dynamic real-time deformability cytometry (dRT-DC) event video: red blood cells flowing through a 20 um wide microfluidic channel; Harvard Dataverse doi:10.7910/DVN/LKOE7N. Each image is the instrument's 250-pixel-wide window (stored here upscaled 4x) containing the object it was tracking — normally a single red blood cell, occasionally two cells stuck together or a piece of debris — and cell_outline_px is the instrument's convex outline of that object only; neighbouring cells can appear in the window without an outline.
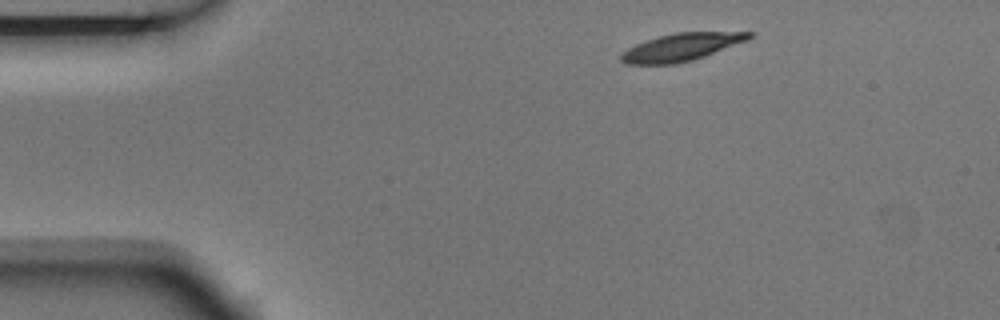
{"species": "Egyptian fruit bat (a non-hibernating species)", "species_latin": "Rousettus aegyptiacus", "temperature_condition": "room temperature", "stored_images_in_passage": 3, "camera_frame_rate_fps": 3000, "um_per_image_px": 0.085, "animal": {"sex": "male"}, "frame": {"image": 1, "passage_image": 1, "time_ms": 0.0, "image_size_px": [1000, 320], "cell_outline_px": [[756, 36], [748, 40], [704, 56], [692, 60], [676, 64], [624, 64], [620, 60], [620, 56], [628, 48], [636, 44], [660, 36], [676, 32], [756, 32]], "centroid_in_image_um": [57.95, 4.0], "position_along_channel_um": 27.0, "area_um2": 20.46}}
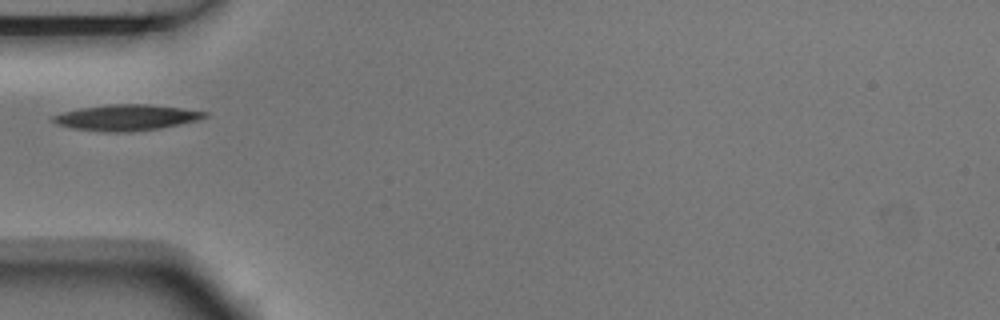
{"frame": {"image": 2, "passage_image": 3, "time_ms": 0.667, "image_size_px": [1000, 320], "cell_outline_px": [[208, 116], [196, 120], [180, 124], [160, 128], [132, 132], [104, 132], [72, 128], [56, 124], [52, 120], [52, 116], [64, 112], [80, 108], [108, 104], [148, 104], [180, 108], [208, 112]], "centroid_in_image_um": [10.73, 9.99], "position_along_channel_um": 74.3, "area_um2": 22.83}}